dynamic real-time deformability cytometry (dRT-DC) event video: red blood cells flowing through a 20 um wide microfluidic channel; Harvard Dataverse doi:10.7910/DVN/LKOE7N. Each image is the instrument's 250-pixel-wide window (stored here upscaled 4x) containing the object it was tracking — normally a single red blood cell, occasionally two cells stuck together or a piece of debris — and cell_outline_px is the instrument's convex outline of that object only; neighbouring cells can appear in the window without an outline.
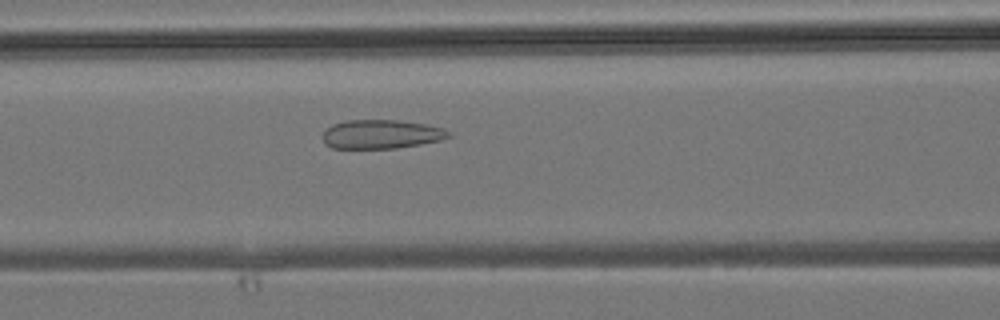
{"species": "common noctule bat (a hibernating species)", "species_latin": "Nyctalus noctula", "temperature_condition": "room temperature", "stored_images_in_passage": 45, "camera_frame_rate_fps": 3000, "um_per_image_px": 0.085, "animal": {"sex": "male", "body_mass_g": 19.2, "forearm_length_mm": 51.8}, "frame": {"image": 1, "passage_image": 19, "time_ms": 6.0, "image_size_px": [1000, 320], "cell_outline_px": [[452, 136], [440, 140], [420, 144], [396, 148], [332, 148], [324, 144], [324, 132], [332, 124], [348, 120], [396, 120], [428, 124], [444, 128], [452, 132]], "centroid_in_image_um": [32.45, 11.4], "position_along_channel_um": 134.1, "area_um2": 21.27}}
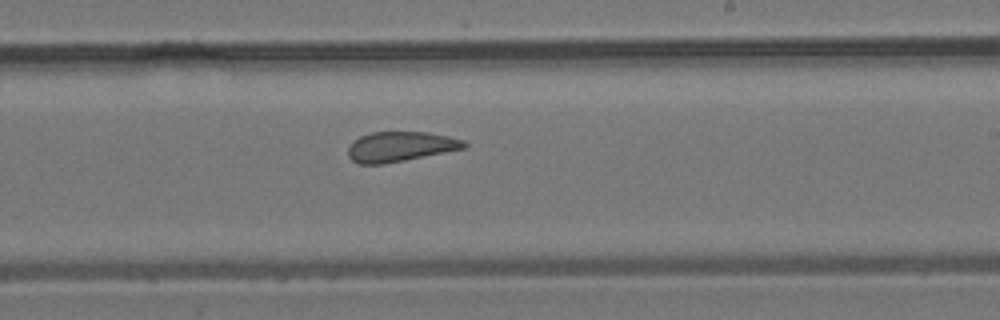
{"frame": {"image": 2, "passage_image": 27, "time_ms": 8.667, "image_size_px": [1000, 320], "cell_outline_px": [[468, 148], [384, 164], [360, 164], [352, 160], [348, 156], [348, 148], [360, 136], [372, 132], [428, 132], [448, 136], [464, 140], [468, 144]], "centroid_in_image_um": [34.08, 12.46], "position_along_channel_um": 254.9, "area_um2": 20.29}}
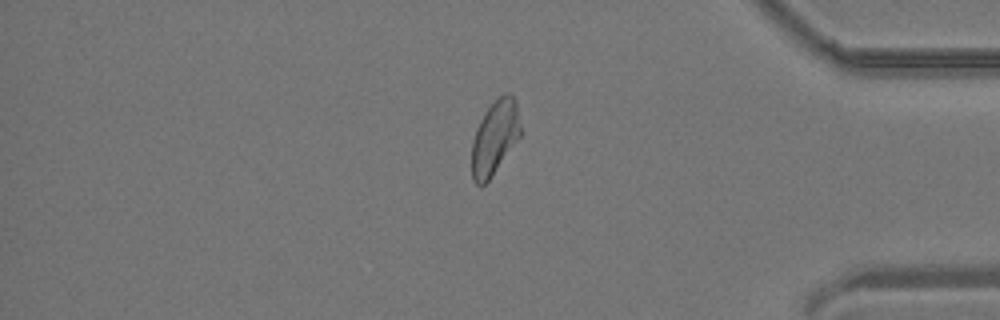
{"frame": {"image": 3, "passage_image": 38, "time_ms": 12.333, "image_size_px": [1000, 320], "cell_outline_px": [[520, 136], [488, 180], [484, 184], [476, 184], [472, 180], [472, 140], [476, 128], [484, 112], [504, 92], [512, 92], [516, 104], [520, 124]], "centroid_in_image_um": [42.04, 11.66], "position_along_channel_um": 393.2, "area_um2": 20.69}}